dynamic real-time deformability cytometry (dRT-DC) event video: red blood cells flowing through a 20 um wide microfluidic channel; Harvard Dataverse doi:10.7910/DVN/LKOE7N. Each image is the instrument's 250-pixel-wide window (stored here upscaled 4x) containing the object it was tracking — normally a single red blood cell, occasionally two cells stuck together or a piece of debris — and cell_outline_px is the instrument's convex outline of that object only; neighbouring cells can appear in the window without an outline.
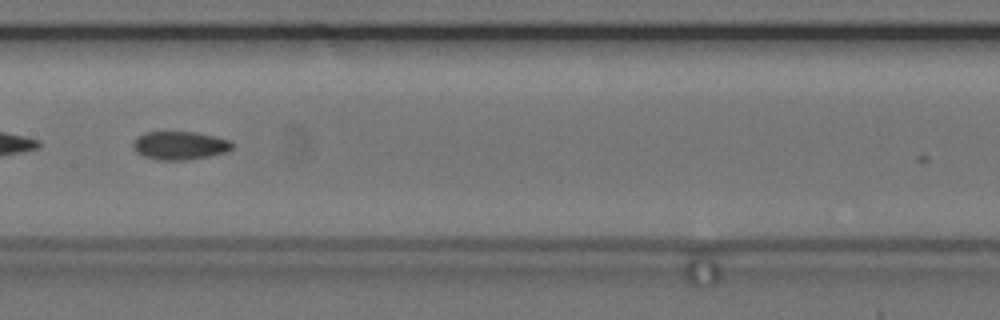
{"species": "common noctule bat (a hibernating species)", "species_latin": "Nyctalus noctula", "temperature_condition": "cold", "stored_images_in_passage": 46, "segment_of_instrument_passage": [2, 2], "camera_frame_rate_fps": 3000, "um_per_image_px": 0.085, "animal": {"sex": "female", "body_mass_g": 24.6, "forearm_length_mm": 56.2}, "frame": {"image": 1, "passage_image": 29, "time_ms": 9.333, "image_size_px": [1000, 320], "cell_outline_px": [[232, 148], [224, 152], [208, 156], [188, 160], [156, 160], [144, 156], [136, 152], [132, 148], [132, 144], [136, 136], [144, 132], [196, 132], [216, 136], [228, 140], [232, 144]], "centroid_in_image_um": [15.22, 12.36], "position_along_channel_um": 192.2, "area_um2": 16.42}}